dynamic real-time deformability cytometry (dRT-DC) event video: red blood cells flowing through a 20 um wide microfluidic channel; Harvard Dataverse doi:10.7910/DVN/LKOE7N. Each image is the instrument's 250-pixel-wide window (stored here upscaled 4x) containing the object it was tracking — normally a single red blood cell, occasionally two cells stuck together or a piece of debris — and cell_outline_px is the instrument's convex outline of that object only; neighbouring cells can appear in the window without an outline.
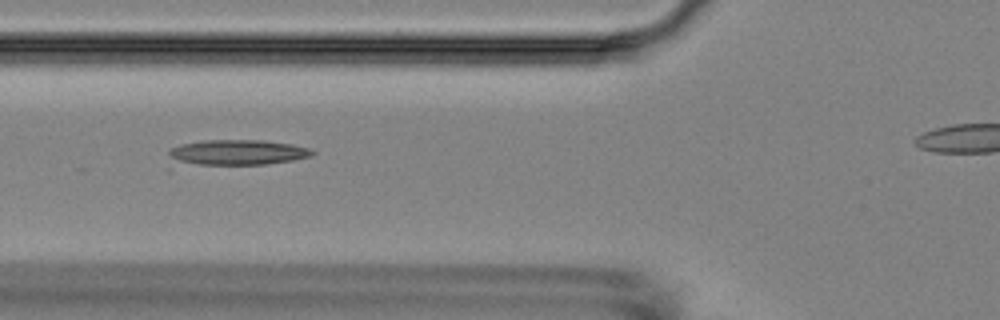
{"species": "Egyptian fruit bat (a non-hibernating species)", "species_latin": "Rousettus aegyptiacus", "temperature_condition": "room temperature", "stored_images_in_passage": 7, "segment_of_instrument_passage": [1, 2], "camera_frame_rate_fps": 3000, "um_per_image_px": 0.085, "animal": {"sex": "female"}, "frame": {"image": 1, "passage_image": 4, "time_ms": 3.667, "image_size_px": [1000, 320], "cell_outline_px": [[316, 152], [312, 156], [292, 160], [264, 164], [176, 164], [168, 152], [168, 148], [180, 144], [204, 140], [264, 140], [292, 144], [308, 148]], "centroid_in_image_um": [20.13, 12.94], "position_along_channel_um": 105.7, "area_um2": 21.21}}
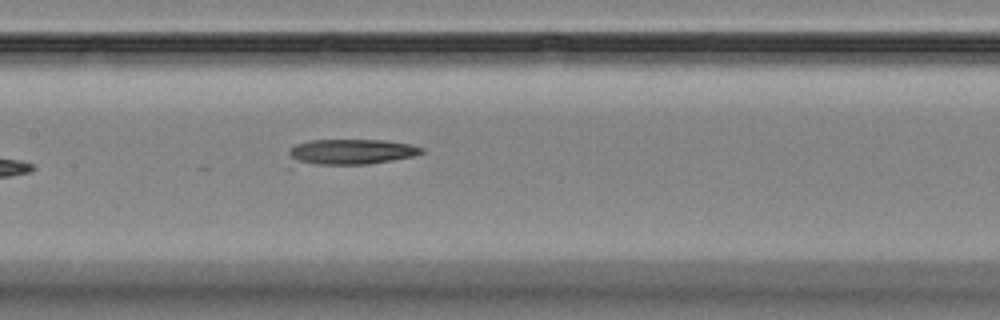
{"frame": {"image": 2, "passage_image": 6, "time_ms": 5.667, "image_size_px": [1000, 320], "cell_outline_px": [[424, 152], [416, 156], [368, 164], [288, 168], [288, 152], [296, 144], [308, 140], [388, 140], [412, 144], [424, 148]], "centroid_in_image_um": [29.64, 12.97], "position_along_channel_um": 177.8, "area_um2": 21.27}}